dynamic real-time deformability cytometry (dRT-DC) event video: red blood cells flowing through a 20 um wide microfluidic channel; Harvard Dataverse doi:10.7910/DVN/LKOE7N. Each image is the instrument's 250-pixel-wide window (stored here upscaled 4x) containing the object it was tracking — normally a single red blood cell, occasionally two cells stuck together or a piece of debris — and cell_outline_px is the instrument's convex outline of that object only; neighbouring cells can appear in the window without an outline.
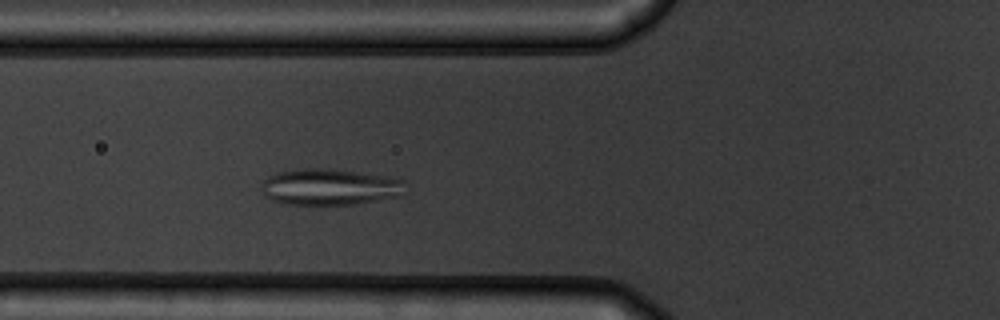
{"species": "common noctule bat (a hibernating species)", "species_latin": "Nyctalus noctula", "temperature_condition": "warm", "stored_images_in_passage": 37, "camera_frame_rate_fps": 3000, "um_per_image_px": 0.085, "animal": {"sex": "male", "body_mass_g": 19.5, "forearm_length_mm": 54.6}, "frame": {"image": 1, "passage_image": 3, "time_ms": 0.667, "image_size_px": [1000, 320], "cell_outline_px": [[404, 180], [400, 196], [380, 200], [356, 204], [284, 204], [272, 200], [264, 196], [260, 188], [264, 180], [268, 176], [276, 172], [304, 168], [324, 168], [380, 176]], "centroid_in_image_um": [27.93, 15.9], "position_along_channel_um": 97.9, "area_um2": 30.06}}
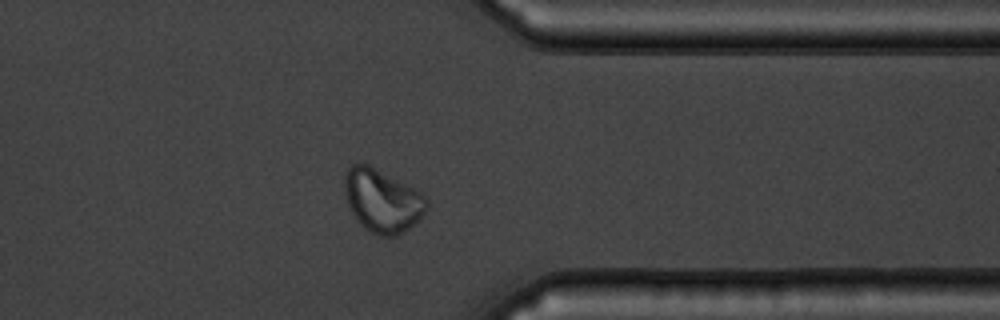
{"frame": {"image": 2, "passage_image": 26, "time_ms": 8.333, "image_size_px": [1000, 320], "cell_outline_px": [[428, 208], [408, 228], [396, 236], [380, 236], [364, 228], [360, 224], [352, 212], [348, 204], [344, 192], [344, 176], [348, 168], [352, 164], [368, 164], [420, 192], [428, 200]], "centroid_in_image_um": [32.46, 17.05], "position_along_channel_um": 378.9, "area_um2": 29.65}}
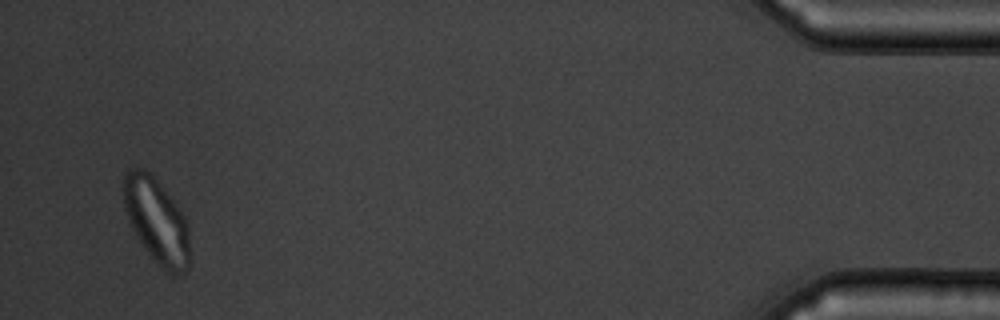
{"frame": {"image": 3, "passage_image": 35, "time_ms": 11.333, "image_size_px": [1000, 320], "cell_outline_px": [[188, 272], [172, 276], [144, 248], [132, 228], [128, 220], [124, 208], [120, 184], [124, 172], [132, 168], [144, 168], [152, 172], [180, 208], [188, 224]], "centroid_in_image_um": [13.27, 18.67], "position_along_channel_um": 421.9, "area_um2": 33.35}, "authors_computed_cell_mechanics": {"area_um2": 28.9578, "velocity_mm_per_s": 3.7293, "shape_relaxation_time_tau1_ms": 3.8875, "shape_relaxation_time_tau2_ms": null, "deformation_change_tau1": 0.1236, "deformation_change_tau2": null}}